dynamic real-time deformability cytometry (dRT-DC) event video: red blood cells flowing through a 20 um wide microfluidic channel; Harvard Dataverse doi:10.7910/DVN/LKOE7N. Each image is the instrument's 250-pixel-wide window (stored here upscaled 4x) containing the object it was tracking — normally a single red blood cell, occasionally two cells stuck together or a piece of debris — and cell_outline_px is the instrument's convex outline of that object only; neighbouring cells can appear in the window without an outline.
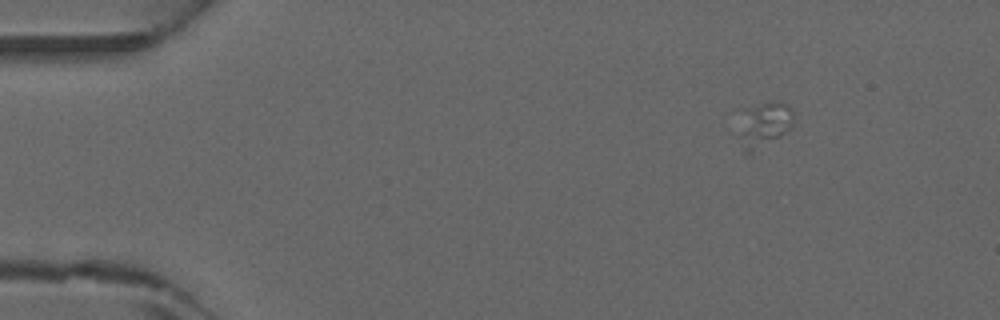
{"species": "common noctule bat (a hibernating species)", "species_latin": "Nyctalus noctula", "temperature_condition": "warm", "stored_images_in_passage": 41, "camera_frame_rate_fps": 3000, "um_per_image_px": 0.085, "animal": {"sex": "male", "forearm_length_mm": 52.5}, "frame": {"image": 1, "passage_image": 1, "time_ms": 0.0, "image_size_px": [1000, 320], "cell_outline_px": [[792, 128], [780, 136], [756, 140], [752, 140], [744, 132], [748, 108], [772, 100], [780, 100], [788, 104], [792, 108]], "centroid_in_image_um": [65.32, 10.21], "position_along_channel_um": 19.7, "area_um2": 11.04}}